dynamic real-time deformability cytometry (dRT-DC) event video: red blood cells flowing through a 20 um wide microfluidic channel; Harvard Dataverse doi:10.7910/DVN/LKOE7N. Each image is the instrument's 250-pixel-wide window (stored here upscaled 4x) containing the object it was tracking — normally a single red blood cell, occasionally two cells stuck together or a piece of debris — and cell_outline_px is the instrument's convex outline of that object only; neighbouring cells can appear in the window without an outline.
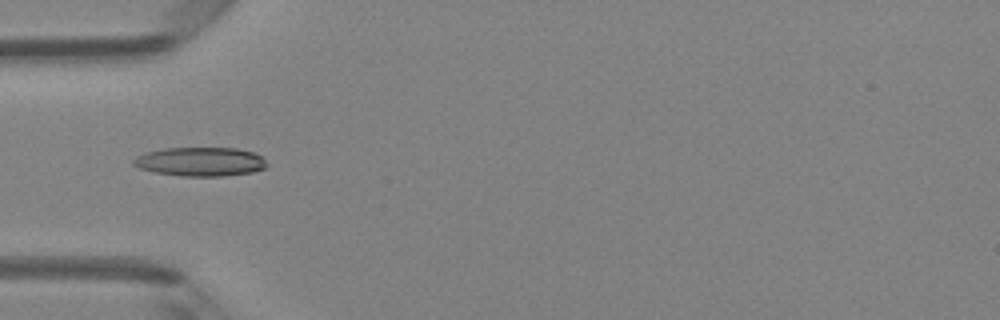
{"species": "Egyptian fruit bat (a non-hibernating species)", "species_latin": "Rousettus aegyptiacus", "temperature_condition": "room temperature", "stored_images_in_passage": 33, "camera_frame_rate_fps": 3000, "um_per_image_px": 0.085, "animal": {"sex": "female"}, "frame": {"image": 1, "passage_image": 1, "time_ms": 0.0, "image_size_px": [1000, 320], "cell_outline_px": [[268, 164], [264, 168], [252, 172], [224, 176], [180, 176], [156, 172], [140, 168], [132, 164], [132, 160], [136, 156], [144, 152], [164, 148], [236, 148], [252, 152], [260, 156]], "centroid_in_image_um": [17.0, 13.74], "position_along_channel_um": 68.0, "area_um2": 22.48}}
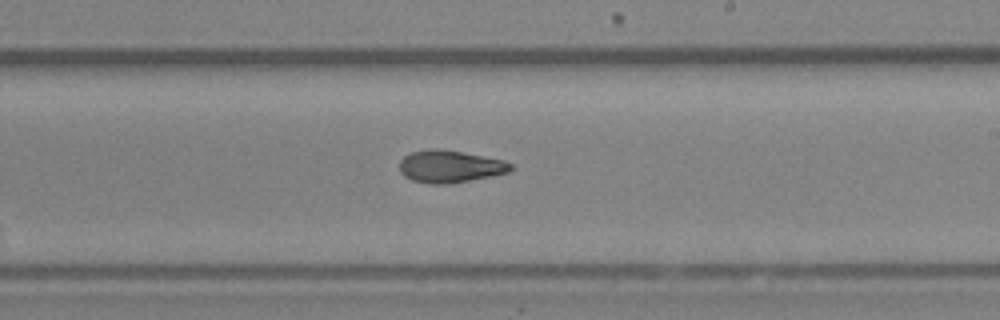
{"frame": {"image": 2, "passage_image": 14, "time_ms": 4.333, "image_size_px": [1000, 320], "cell_outline_px": [[512, 168], [508, 172], [492, 176], [448, 184], [428, 184], [412, 180], [404, 176], [400, 172], [400, 160], [404, 156], [412, 152], [428, 148], [436, 148], [460, 152], [504, 160], [512, 164]], "centroid_in_image_um": [38.21, 14.15], "position_along_channel_um": 250.8, "area_um2": 20.87}}
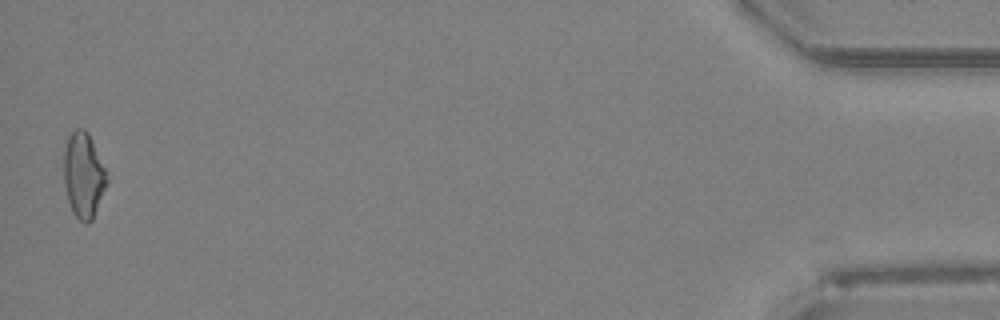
{"frame": {"image": 3, "passage_image": 33, "time_ms": 10.667, "image_size_px": [1000, 320], "cell_outline_px": [[108, 180], [92, 220], [88, 224], [84, 224], [72, 212], [68, 200], [64, 184], [64, 152], [68, 136], [76, 128], [84, 128], [88, 132], [104, 168]], "centroid_in_image_um": [7.08, 14.9], "position_along_channel_um": 428.1, "area_um2": 21.1}, "authors_computed_cell_mechanics": {"area_um2": 20.808, "velocity_mm_per_s": 4.2319, "shape_relaxation_time_tau1_ms": 6.8703, "shape_relaxation_time_tau2_ms": 4.6757, "deformation_change_tau1": 0.1754, "deformation_change_tau2": 0.1208}}